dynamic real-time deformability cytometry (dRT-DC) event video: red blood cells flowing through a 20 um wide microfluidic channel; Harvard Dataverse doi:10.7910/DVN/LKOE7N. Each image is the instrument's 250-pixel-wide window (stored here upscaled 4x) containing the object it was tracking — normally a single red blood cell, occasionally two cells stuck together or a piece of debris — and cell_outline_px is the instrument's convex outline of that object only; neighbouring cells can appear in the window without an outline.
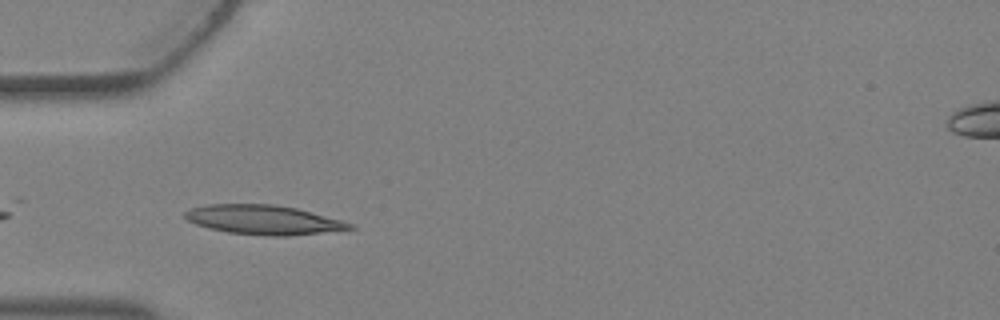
{"species": "Egyptian fruit bat (a non-hibernating species)", "species_latin": "Rousettus aegyptiacus", "temperature_condition": "warm", "stored_images_in_passage": 4, "camera_frame_rate_fps": 3000, "um_per_image_px": 0.085, "animal": {"sex": "female"}, "frame": {"image": 1, "passage_image": 4, "time_ms": 1.0, "image_size_px": [1000, 320], "cell_outline_px": [[356, 228], [284, 236], [272, 236], [228, 232], [196, 224], [188, 220], [184, 216], [184, 212], [192, 208], [208, 204], [272, 204], [296, 208], [340, 220], [352, 224]], "centroid_in_image_um": [22.36, 18.67], "position_along_channel_um": 62.6, "area_um2": 27.57}}